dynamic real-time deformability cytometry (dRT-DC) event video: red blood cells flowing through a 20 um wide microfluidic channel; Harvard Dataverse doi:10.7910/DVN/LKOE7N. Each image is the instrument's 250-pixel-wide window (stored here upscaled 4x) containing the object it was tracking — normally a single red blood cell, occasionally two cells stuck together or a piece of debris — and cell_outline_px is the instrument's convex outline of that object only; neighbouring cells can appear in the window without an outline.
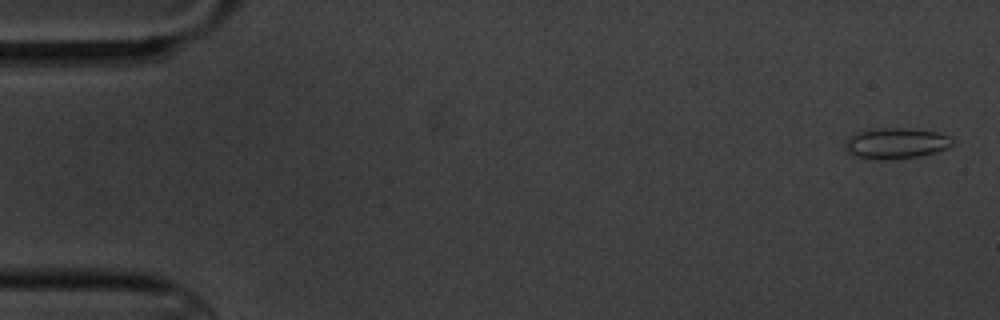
{"species": "common noctule bat (a hibernating species)", "species_latin": "Nyctalus noctula", "temperature_condition": "cold", "stored_images_in_passage": 5, "camera_frame_rate_fps": 3000, "um_per_image_px": 0.085, "animal": {"sex": "male", "body_mass_g": 20.1, "forearm_length_mm": 53.5}, "frame": {"image": 1, "passage_image": 1, "time_ms": 0.0, "image_size_px": [1000, 320], "cell_outline_px": [[952, 144], [936, 152], [920, 156], [892, 160], [864, 160], [852, 156], [844, 148], [844, 140], [848, 136], [856, 132], [876, 128], [912, 128], [940, 132], [948, 136], [952, 140]], "centroid_in_image_um": [76.06, 12.19], "position_along_channel_um": 8.9, "area_um2": 19.88}}